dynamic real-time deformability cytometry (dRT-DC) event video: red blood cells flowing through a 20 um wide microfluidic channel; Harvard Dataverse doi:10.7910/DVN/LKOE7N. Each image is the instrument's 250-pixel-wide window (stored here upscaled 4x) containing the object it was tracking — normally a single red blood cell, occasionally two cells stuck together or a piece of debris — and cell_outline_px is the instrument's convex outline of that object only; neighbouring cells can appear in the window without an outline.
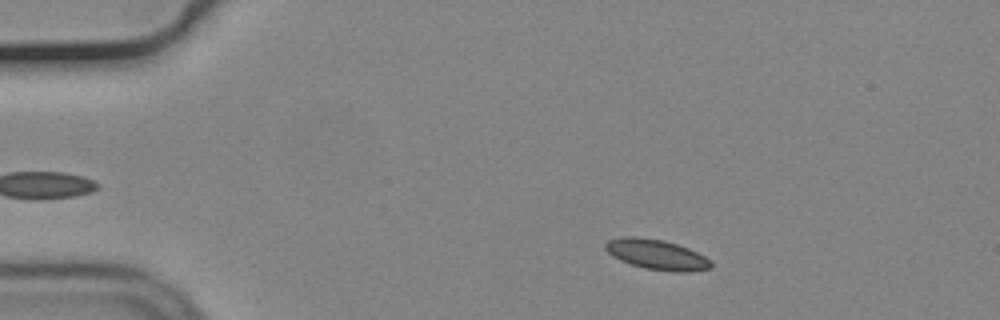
{"species": "common noctule bat (a hibernating species)", "species_latin": "Nyctalus noctula", "temperature_condition": "cold", "stored_images_in_passage": 53, "camera_frame_rate_fps": 3000, "um_per_image_px": 0.085, "animal": {"sex": "male", "body_mass_g": 19.2, "forearm_length_mm": 51.8}, "frame": {"image": 1, "passage_image": 7, "time_ms": 2.0, "image_size_px": [1000, 320], "cell_outline_px": [[712, 268], [688, 272], [672, 272], [644, 268], [620, 260], [612, 256], [604, 248], [604, 244], [608, 240], [624, 236], [636, 236], [664, 240], [688, 248], [712, 260]], "centroid_in_image_um": [55.82, 21.63], "position_along_channel_um": 29.2, "area_um2": 18.67}}
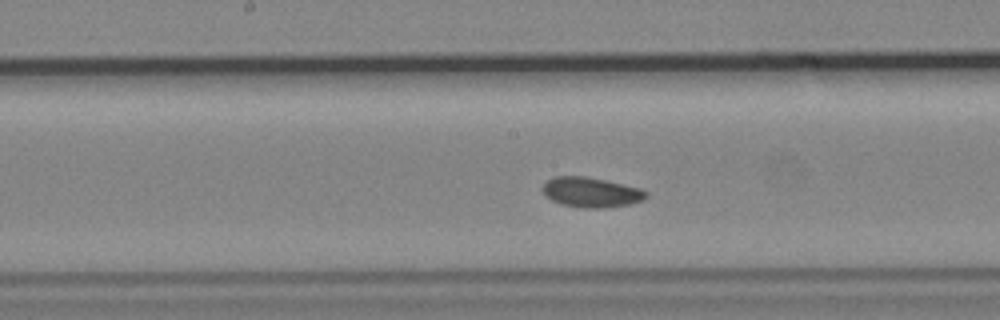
{"frame": {"image": 2, "passage_image": 26, "time_ms": 8.333, "image_size_px": [1000, 320], "cell_outline_px": [[648, 196], [644, 200], [628, 204], [604, 208], [580, 208], [560, 204], [544, 196], [540, 188], [548, 180], [556, 176], [584, 176], [604, 180], [640, 188], [648, 192]], "centroid_in_image_um": [50.21, 16.35], "position_along_channel_um": 198.0, "area_um2": 18.21}}
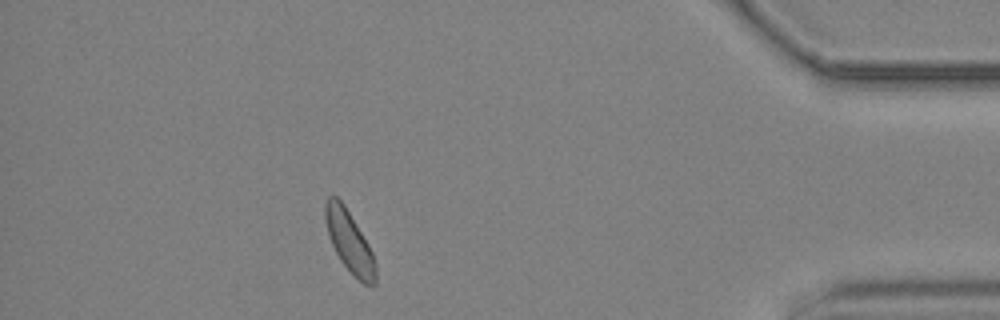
{"frame": {"image": 3, "passage_image": 47, "time_ms": 15.333, "image_size_px": [1000, 320], "cell_outline_px": [[376, 284], [372, 288], [364, 284], [340, 260], [328, 236], [324, 220], [324, 204], [328, 196], [336, 196], [344, 204], [368, 244], [372, 252], [376, 264]], "centroid_in_image_um": [29.69, 20.53], "position_along_channel_um": 405.5, "area_um2": 17.92}, "authors_computed_cell_mechanics": {"area_um2": 18.0336, "velocity_mm_per_s": 3.6555, "shape_relaxation_time_tau1_ms": 5.5468, "shape_relaxation_time_tau2_ms": 6.0455, "deformation_change_tau1": 0.096, "deformation_change_tau2": 0.0999}}